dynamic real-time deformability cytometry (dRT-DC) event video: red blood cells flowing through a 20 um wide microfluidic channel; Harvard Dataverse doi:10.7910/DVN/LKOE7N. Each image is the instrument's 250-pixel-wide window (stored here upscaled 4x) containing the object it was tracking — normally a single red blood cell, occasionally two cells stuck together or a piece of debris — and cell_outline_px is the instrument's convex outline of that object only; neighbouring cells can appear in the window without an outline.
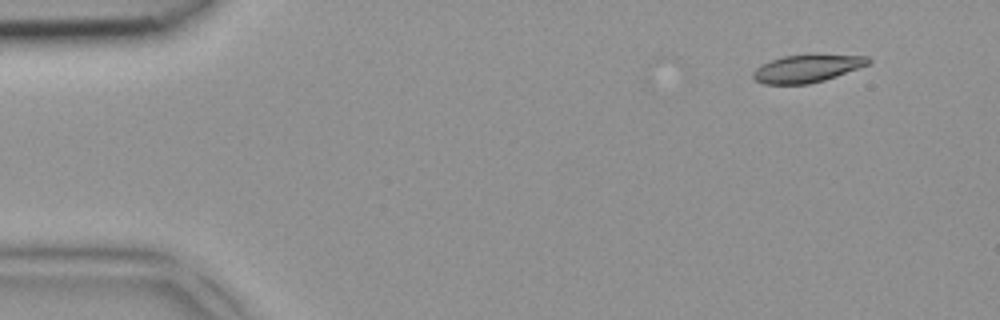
{"species": "common noctule bat (a hibernating species)", "species_latin": "Nyctalus noctula", "temperature_condition": "room temperature", "stored_images_in_passage": 3, "segment_of_instrument_passage": [2, 2], "camera_frame_rate_fps": 3000, "um_per_image_px": 0.085, "animal": {"sex": "female", "body_mass_g": 18.4}, "frame": {"image": 1, "passage_image": 3, "time_ms": 0.667, "image_size_px": [1000, 320], "cell_outline_px": [[872, 60], [868, 64], [836, 76], [824, 80], [808, 84], [764, 84], [756, 80], [752, 76], [752, 72], [760, 64], [784, 56], [812, 52], [868, 56]], "centroid_in_image_um": [68.61, 5.77], "position_along_channel_um": 16.4, "area_um2": 19.13}}